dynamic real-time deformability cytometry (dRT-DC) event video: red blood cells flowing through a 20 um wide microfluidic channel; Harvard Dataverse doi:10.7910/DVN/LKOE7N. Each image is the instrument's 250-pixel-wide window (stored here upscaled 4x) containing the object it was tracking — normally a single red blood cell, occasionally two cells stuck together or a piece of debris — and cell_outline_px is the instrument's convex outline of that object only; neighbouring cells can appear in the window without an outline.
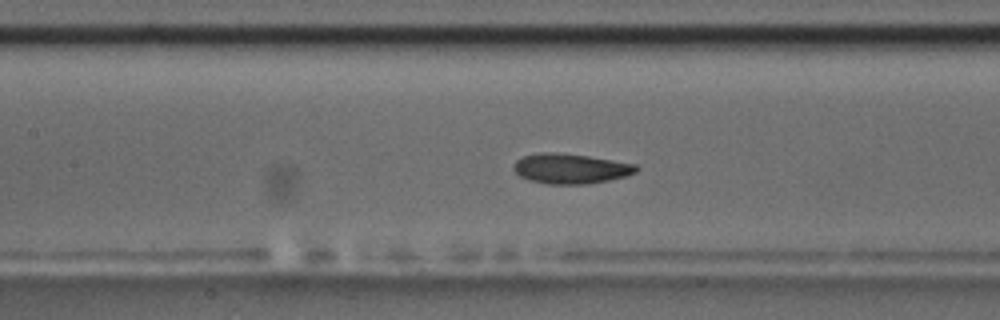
{"species": "common noctule bat (a hibernating species)", "species_latin": "Nyctalus noctula", "temperature_condition": "room temperature", "stored_images_in_passage": 46, "camera_frame_rate_fps": 3000, "um_per_image_px": 0.085, "animal": {"sex": "male", "body_mass_g": 17.5, "forearm_length_mm": 52.3}, "frame": {"image": 1, "passage_image": 14, "time_ms": 4.333, "image_size_px": [1000, 320], "cell_outline_px": [[640, 168], [636, 172], [624, 176], [608, 180], [588, 184], [548, 184], [528, 180], [520, 176], [512, 168], [512, 164], [516, 160], [524, 156], [540, 152], [560, 152], [588, 156], [636, 164]], "centroid_in_image_um": [48.47, 14.32], "position_along_channel_um": 158.9, "area_um2": 21.56}, "authors_computed_cell_mechanics": {"area_um2": 21.2993, "velocity_mm_per_s": 3.5776, "shape_relaxation_time_tau1_ms": 2.6726, "shape_relaxation_time_tau2_ms": 7.0188, "deformation_change_tau1": 0.1244, "deformation_change_tau2": 0.1304}}